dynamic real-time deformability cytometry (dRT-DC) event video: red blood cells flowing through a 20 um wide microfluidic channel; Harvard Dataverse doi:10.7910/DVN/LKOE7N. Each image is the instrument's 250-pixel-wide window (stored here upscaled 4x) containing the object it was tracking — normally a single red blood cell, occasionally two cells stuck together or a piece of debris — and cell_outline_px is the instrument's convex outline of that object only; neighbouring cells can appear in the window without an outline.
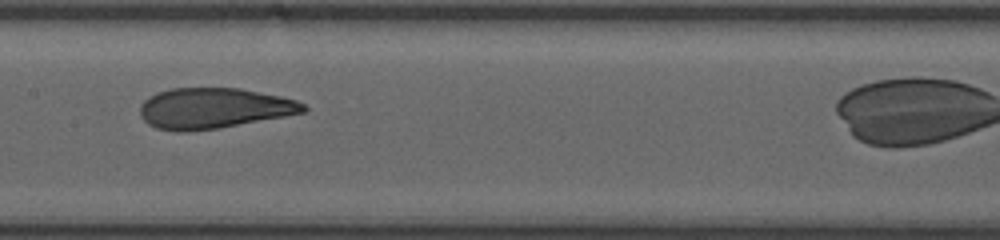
{"species": "human", "species_latin": "Homo sapiens", "temperature_condition": "room temperature", "stored_images_in_passage": 28, "camera_frame_rate_fps": 3000, "um_per_image_px": 0.085, "donor": {"sex": "female"}, "frame": {"image": 1, "passage_image": 16, "time_ms": 5.0, "image_size_px": [1000, 240], "cell_outline_px": [[308, 112], [216, 128], [180, 132], [156, 128], [148, 124], [140, 116], [140, 104], [148, 96], [156, 92], [172, 88], [240, 88], [280, 96], [296, 100], [304, 104], [308, 108]], "centroid_in_image_um": [18.15, 9.19], "position_along_channel_um": 189.3, "area_um2": 38.61}, "authors_computed_cell_mechanics": {"area_um2": 36.0672, "velocity_mm_per_s": 4.2479, "shape_relaxation_time_tau1_ms": null, "shape_relaxation_time_tau2_ms": 0.6729, "deformation_change_tau1": null, "deformation_change_tau2": 0.0568}}